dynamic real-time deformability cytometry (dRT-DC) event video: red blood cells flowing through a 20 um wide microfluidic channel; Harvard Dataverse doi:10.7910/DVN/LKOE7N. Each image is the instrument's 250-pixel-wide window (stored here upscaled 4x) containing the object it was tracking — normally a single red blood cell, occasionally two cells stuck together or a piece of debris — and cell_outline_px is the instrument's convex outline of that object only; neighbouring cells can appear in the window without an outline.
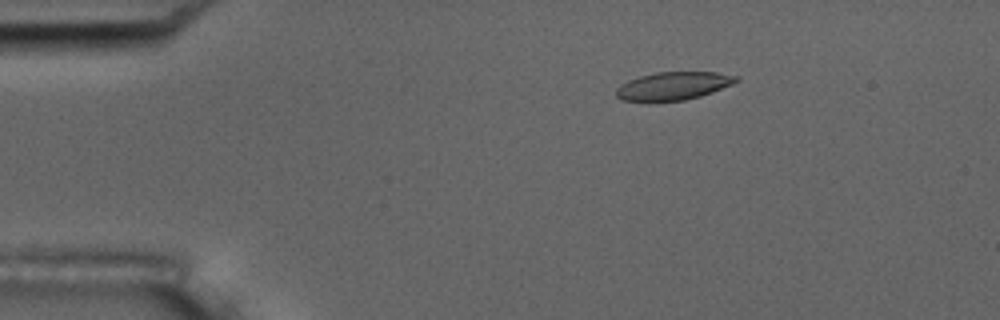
{"species": "common noctule bat (a hibernating species)", "species_latin": "Nyctalus noctula", "temperature_condition": "room temperature", "stored_images_in_passage": 5, "camera_frame_rate_fps": 3000, "um_per_image_px": 0.085, "animal": {"sex": "male", "body_mass_g": 17.5, "forearm_length_mm": 52.3}, "frame": {"image": 1, "passage_image": 3, "time_ms": 0.667, "image_size_px": [1000, 320], "cell_outline_px": [[740, 80], [732, 84], [712, 92], [700, 96], [684, 100], [620, 100], [616, 96], [616, 88], [620, 84], [628, 80], [640, 76], [656, 72], [716, 72], [740, 76]], "centroid_in_image_um": [57.25, 7.28], "position_along_channel_um": 27.7, "area_um2": 19.42}}